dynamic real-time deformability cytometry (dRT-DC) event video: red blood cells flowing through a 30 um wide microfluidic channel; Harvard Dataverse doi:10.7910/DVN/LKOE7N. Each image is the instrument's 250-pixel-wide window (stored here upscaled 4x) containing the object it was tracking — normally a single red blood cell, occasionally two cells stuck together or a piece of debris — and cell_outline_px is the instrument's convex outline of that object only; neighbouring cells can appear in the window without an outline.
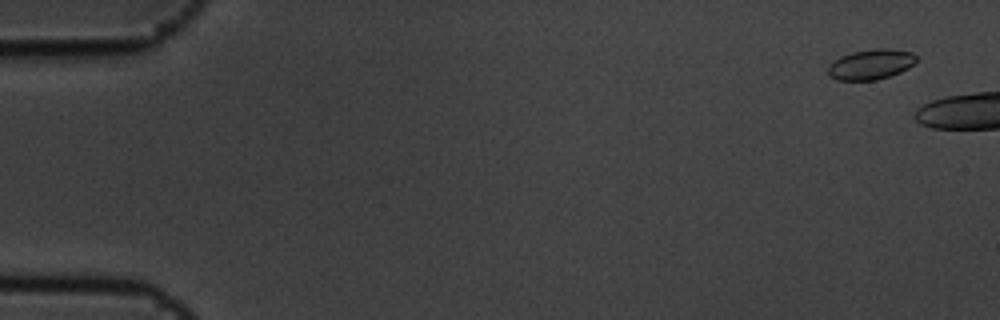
{"species": "common noctule bat (a hibernating species)", "species_latin": "Nyctalus noctula", "temperature_condition": "cold", "stored_images_in_passage": 3, "camera_frame_rate_fps": 3000, "um_per_image_px": 0.085, "animal": {"sex": "male", "body_mass_g": 19.5, "forearm_length_mm": 54.6}, "frame": {"image": 1, "passage_image": 1, "time_ms": 0.0, "image_size_px": [1000, 320], "cell_outline_px": [[916, 60], [908, 68], [892, 76], [876, 80], [836, 80], [828, 76], [828, 64], [840, 56], [852, 52], [880, 48], [888, 48], [912, 52], [916, 56]], "centroid_in_image_um": [73.99, 5.48], "position_along_channel_um": 11.0, "area_um2": 15.66}}